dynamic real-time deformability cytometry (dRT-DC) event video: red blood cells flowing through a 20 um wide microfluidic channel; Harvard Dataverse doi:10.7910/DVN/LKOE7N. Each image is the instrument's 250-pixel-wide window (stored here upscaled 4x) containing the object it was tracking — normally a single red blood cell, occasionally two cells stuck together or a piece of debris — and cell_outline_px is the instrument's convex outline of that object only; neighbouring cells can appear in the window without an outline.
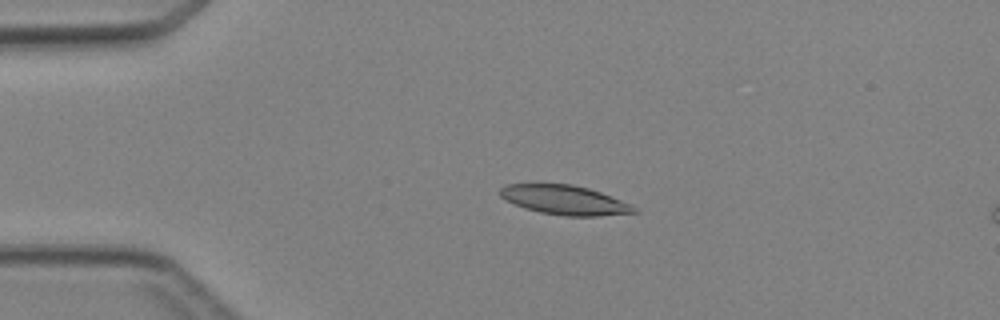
{"species": "Egyptian fruit bat (a non-hibernating species)", "species_latin": "Rousettus aegyptiacus", "temperature_condition": "cold", "stored_images_in_passage": 4, "segment_of_instrument_passage": [1, 2], "camera_frame_rate_fps": 3000, "um_per_image_px": 0.085, "animal": {"sex": "female"}, "frame": {"image": 1, "passage_image": 2, "time_ms": 2.0, "image_size_px": [1000, 320], "cell_outline_px": [[640, 212], [596, 216], [564, 216], [540, 212], [524, 208], [504, 200], [500, 196], [500, 188], [504, 184], [572, 184], [588, 188], [600, 192], [632, 204], [640, 208]], "centroid_in_image_um": [48.02, 17.0], "position_along_channel_um": 37.0, "area_um2": 23.12}}